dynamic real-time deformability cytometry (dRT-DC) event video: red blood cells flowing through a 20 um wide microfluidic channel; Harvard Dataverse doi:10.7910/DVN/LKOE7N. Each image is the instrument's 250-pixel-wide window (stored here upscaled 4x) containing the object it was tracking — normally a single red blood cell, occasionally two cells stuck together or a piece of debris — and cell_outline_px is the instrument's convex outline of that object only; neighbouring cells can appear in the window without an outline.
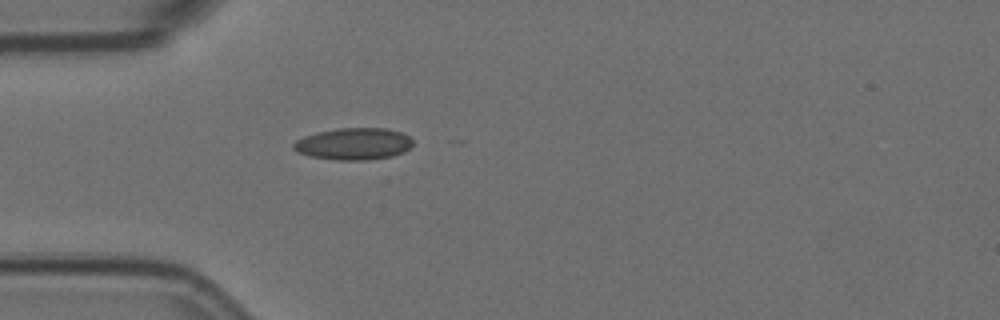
{"species": "Egyptian fruit bat (a non-hibernating species)", "species_latin": "Rousettus aegyptiacus", "temperature_condition": "room temperature", "stored_images_in_passage": 4, "camera_frame_rate_fps": 3000, "um_per_image_px": 0.085, "animal": {"sex": "female"}, "frame": {"image": 1, "passage_image": 3, "time_ms": 0.667, "image_size_px": [1000, 320], "cell_outline_px": [[412, 144], [404, 152], [392, 156], [368, 160], [336, 160], [308, 156], [296, 152], [292, 148], [292, 144], [296, 140], [304, 136], [316, 132], [336, 128], [388, 128], [400, 132], [408, 136], [412, 140]], "centroid_in_image_um": [30.01, 12.23], "position_along_channel_um": 55.0, "area_um2": 22.37}}